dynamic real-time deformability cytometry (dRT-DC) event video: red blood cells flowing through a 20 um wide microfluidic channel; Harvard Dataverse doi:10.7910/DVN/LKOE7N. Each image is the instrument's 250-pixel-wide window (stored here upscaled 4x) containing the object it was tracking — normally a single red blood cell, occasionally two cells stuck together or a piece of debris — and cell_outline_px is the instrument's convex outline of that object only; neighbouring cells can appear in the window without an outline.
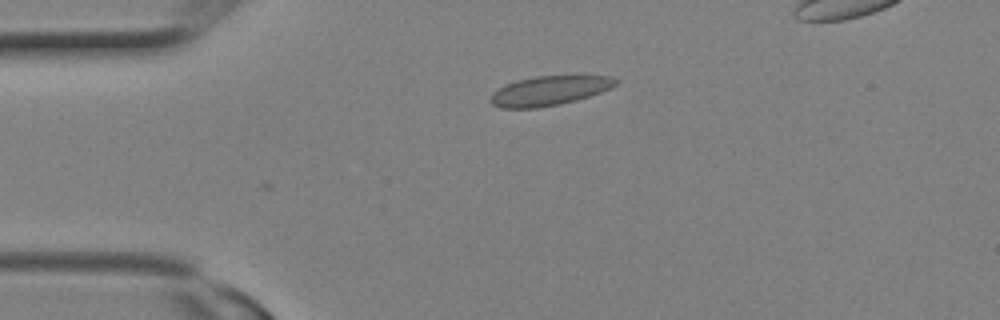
{"species": "Egyptian fruit bat (a non-hibernating species)", "species_latin": "Rousettus aegyptiacus", "temperature_condition": "room temperature", "stored_images_in_passage": 6, "camera_frame_rate_fps": 3000, "um_per_image_px": 0.085, "animal": {"sex": "female"}, "frame": {"image": 1, "passage_image": 1, "time_ms": 0.0, "image_size_px": [1000, 320], "cell_outline_px": [[620, 80], [616, 84], [600, 92], [576, 100], [560, 104], [536, 108], [500, 108], [492, 104], [488, 100], [492, 92], [504, 84], [516, 80], [536, 76], [612, 76]], "centroid_in_image_um": [46.62, 7.71], "position_along_channel_um": 38.4, "area_um2": 21.5}}
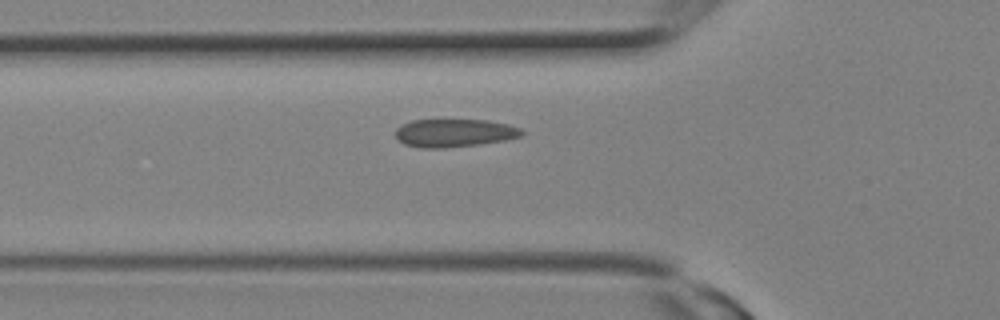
{"frame": {"image": 2, "passage_image": 4, "time_ms": 1.0, "image_size_px": [1000, 320], "cell_outline_px": [[524, 136], [504, 140], [480, 144], [440, 148], [420, 148], [404, 144], [396, 136], [396, 128], [400, 124], [412, 120], [488, 120], [508, 124], [520, 128], [524, 132]], "centroid_in_image_um": [38.63, 11.3], "position_along_channel_um": 87.2, "area_um2": 20.69}}
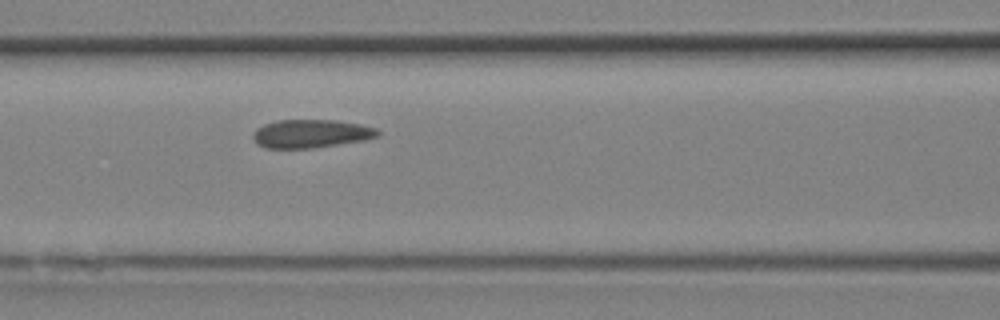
{"frame": {"image": 3, "passage_image": 6, "time_ms": 1.667, "image_size_px": [1000, 320], "cell_outline_px": [[380, 136], [364, 140], [316, 148], [264, 148], [256, 144], [252, 136], [256, 128], [264, 124], [276, 120], [336, 120], [360, 124], [376, 128], [380, 132]], "centroid_in_image_um": [26.43, 11.36], "position_along_channel_um": 140.2, "area_um2": 20.81}}